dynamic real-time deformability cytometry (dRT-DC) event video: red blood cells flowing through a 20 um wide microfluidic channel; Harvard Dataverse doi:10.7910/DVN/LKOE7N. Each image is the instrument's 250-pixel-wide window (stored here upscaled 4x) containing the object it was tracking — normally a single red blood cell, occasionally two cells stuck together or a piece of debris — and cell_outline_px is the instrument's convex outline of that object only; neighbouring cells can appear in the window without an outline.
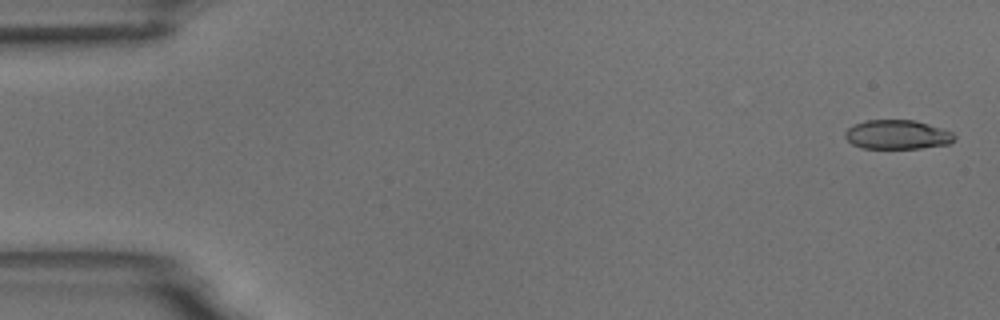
{"species": "common noctule bat (a hibernating species)", "species_latin": "Nyctalus noctula", "temperature_condition": "room temperature", "stored_images_in_passage": 4, "camera_frame_rate_fps": 3000, "um_per_image_px": 0.085, "animal": {"sex": "male", "body_mass_g": 18.8}, "frame": {"image": 1, "passage_image": 1, "time_ms": 0.0, "image_size_px": [1000, 320], "cell_outline_px": [[956, 140], [948, 144], [920, 148], [860, 148], [852, 144], [844, 136], [844, 132], [852, 124], [864, 120], [916, 120], [952, 132], [956, 136]], "centroid_in_image_um": [76.24, 11.44], "position_along_channel_um": 8.8, "area_um2": 18.73}}
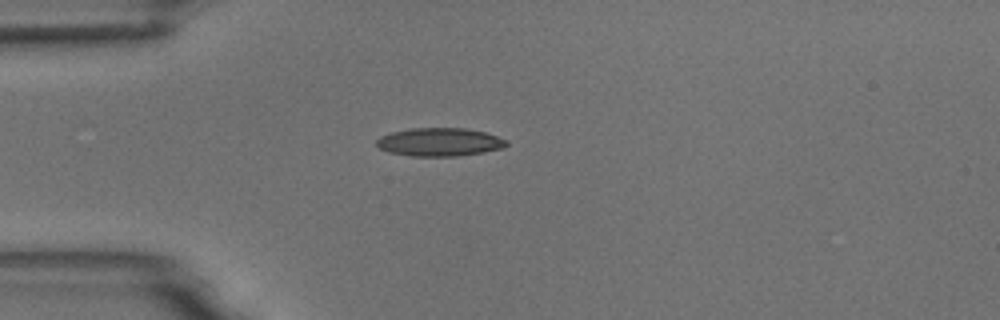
{"frame": {"image": 2, "passage_image": 4, "time_ms": 4.333, "image_size_px": [1000, 320], "cell_outline_px": [[508, 144], [504, 148], [456, 156], [412, 156], [388, 152], [380, 148], [376, 144], [376, 140], [380, 136], [392, 132], [408, 128], [464, 128], [484, 132], [508, 140]], "centroid_in_image_um": [37.34, 12.07], "position_along_channel_um": 47.7, "area_um2": 21.33}}